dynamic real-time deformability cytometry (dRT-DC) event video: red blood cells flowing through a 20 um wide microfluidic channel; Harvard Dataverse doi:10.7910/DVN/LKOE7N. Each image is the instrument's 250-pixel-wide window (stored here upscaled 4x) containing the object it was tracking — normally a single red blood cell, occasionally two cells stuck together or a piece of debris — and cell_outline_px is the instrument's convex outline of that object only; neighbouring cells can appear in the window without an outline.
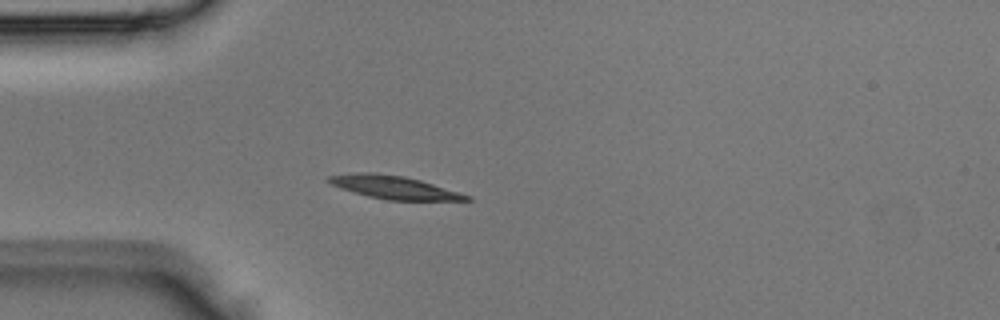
{"species": "Egyptian fruit bat (a non-hibernating species)", "species_latin": "Rousettus aegyptiacus", "temperature_condition": "room temperature", "stored_images_in_passage": 1, "camera_frame_rate_fps": 3000, "um_per_image_px": 0.085, "animal": {"sex": "male"}, "frame": {"image": 1, "passage_image": 1, "time_ms": 0.0, "image_size_px": [1000, 320], "cell_outline_px": [[472, 200], [384, 200], [352, 192], [340, 188], [324, 180], [328, 176], [356, 172], [376, 172], [404, 176], [420, 180], [472, 196]], "centroid_in_image_um": [33.44, 15.91], "position_along_channel_um": 51.6, "area_um2": 18.61}}